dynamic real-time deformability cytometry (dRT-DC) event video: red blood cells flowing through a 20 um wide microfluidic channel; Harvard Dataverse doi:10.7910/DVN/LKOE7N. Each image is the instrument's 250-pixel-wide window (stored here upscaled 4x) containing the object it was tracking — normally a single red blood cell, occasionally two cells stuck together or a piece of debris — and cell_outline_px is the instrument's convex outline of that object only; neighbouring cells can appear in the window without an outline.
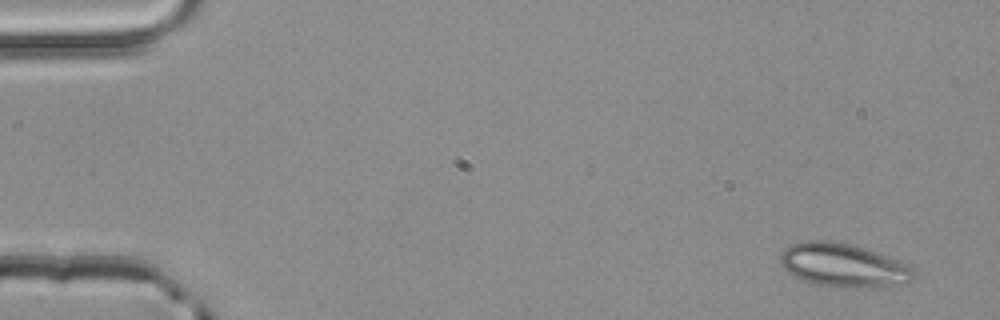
{"species": "common noctule bat (a hibernating species)", "species_latin": "Nyctalus noctula", "temperature_condition": "room temperature", "stored_images_in_passage": 4, "camera_frame_rate_fps": 3000, "um_per_image_px": 0.085, "animal": {"sex": "male", "body_mass_g": 20.4}, "frame": {"image": 1, "passage_image": 1, "time_ms": 0.0, "image_size_px": [1000, 320], "cell_outline_px": [[916, 272], [904, 284], [888, 288], [832, 288], [812, 284], [788, 272], [784, 268], [780, 260], [780, 256], [784, 248], [792, 244], [808, 240], [824, 240], [848, 244], [864, 248], [896, 260], [904, 264]], "centroid_in_image_um": [71.66, 22.59], "position_along_channel_um": 13.3, "area_um2": 33.93}}